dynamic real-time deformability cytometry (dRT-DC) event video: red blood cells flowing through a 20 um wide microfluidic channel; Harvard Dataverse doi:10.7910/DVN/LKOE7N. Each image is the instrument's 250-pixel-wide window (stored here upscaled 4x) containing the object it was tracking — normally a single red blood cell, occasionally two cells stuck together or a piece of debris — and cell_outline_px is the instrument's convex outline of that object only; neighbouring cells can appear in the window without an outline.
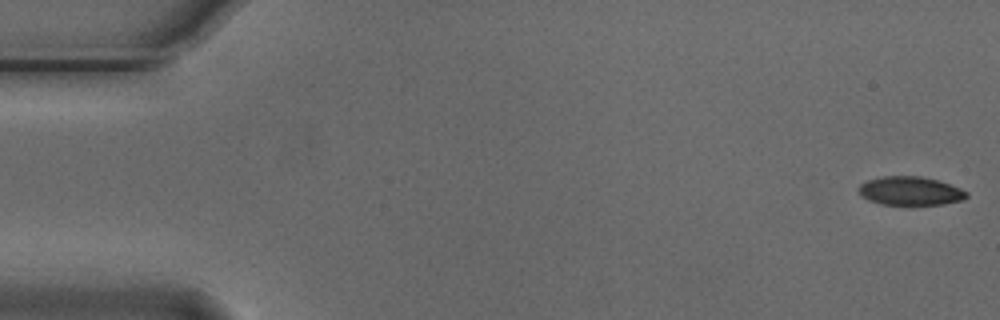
{"species": "Egyptian fruit bat (a non-hibernating species)", "species_latin": "Rousettus aegyptiacus", "temperature_condition": "cold", "stored_images_in_passage": 5, "camera_frame_rate_fps": 3000, "um_per_image_px": 0.085, "animal": {"sex": "male"}, "frame": {"image": 1, "passage_image": 1, "time_ms": 0.0, "image_size_px": [1000, 320], "cell_outline_px": [[968, 196], [964, 200], [944, 204], [912, 208], [880, 204], [868, 200], [860, 196], [856, 188], [860, 184], [868, 180], [884, 176], [920, 176], [936, 180], [960, 188], [968, 192]], "centroid_in_image_um": [77.35, 16.29], "position_along_channel_um": 7.6, "area_um2": 18.96}}
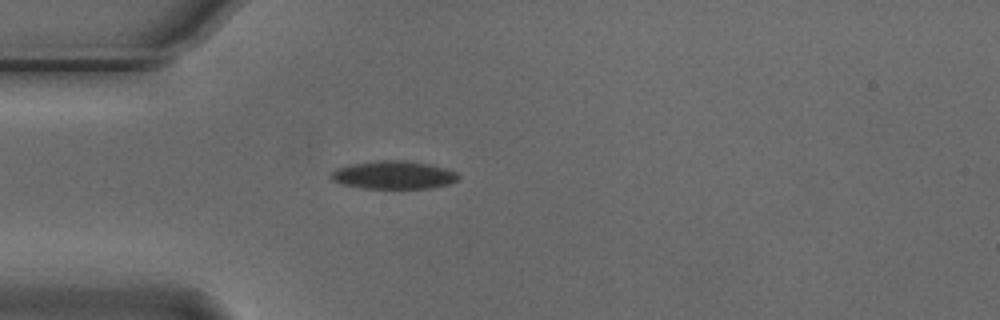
{"frame": {"image": 2, "passage_image": 5, "time_ms": 1.333, "image_size_px": [1000, 320], "cell_outline_px": [[460, 176], [456, 180], [448, 184], [432, 188], [364, 188], [340, 184], [332, 180], [328, 176], [336, 168], [352, 164], [380, 160], [404, 160], [428, 164], [444, 168], [456, 172]], "centroid_in_image_um": [33.42, 14.87], "position_along_channel_um": 51.6, "area_um2": 20.75}}